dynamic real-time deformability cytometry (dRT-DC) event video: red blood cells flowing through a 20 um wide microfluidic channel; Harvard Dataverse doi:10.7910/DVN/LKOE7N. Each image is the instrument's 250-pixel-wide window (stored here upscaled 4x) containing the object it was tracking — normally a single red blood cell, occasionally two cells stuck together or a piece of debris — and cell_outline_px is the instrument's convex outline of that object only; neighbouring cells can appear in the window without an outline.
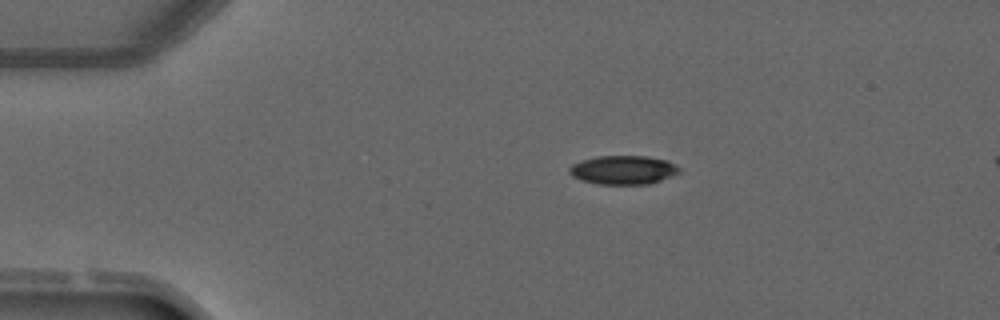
{"species": "common noctule bat (a hibernating species)", "species_latin": "Nyctalus noctula", "temperature_condition": "warm", "stored_images_in_passage": 4, "camera_frame_rate_fps": 3000, "um_per_image_px": 0.085, "animal": {"sex": "male", "forearm_length_mm": 52.5}, "frame": {"image": 1, "passage_image": 3, "time_ms": 2.333, "image_size_px": [1000, 320], "cell_outline_px": [[680, 172], [660, 180], [648, 184], [600, 184], [580, 180], [572, 176], [568, 172], [568, 168], [572, 164], [580, 160], [596, 156], [648, 156], [668, 160], [676, 164], [680, 168]], "centroid_in_image_um": [52.95, 14.43], "position_along_channel_um": 32.0, "area_um2": 18.61}}